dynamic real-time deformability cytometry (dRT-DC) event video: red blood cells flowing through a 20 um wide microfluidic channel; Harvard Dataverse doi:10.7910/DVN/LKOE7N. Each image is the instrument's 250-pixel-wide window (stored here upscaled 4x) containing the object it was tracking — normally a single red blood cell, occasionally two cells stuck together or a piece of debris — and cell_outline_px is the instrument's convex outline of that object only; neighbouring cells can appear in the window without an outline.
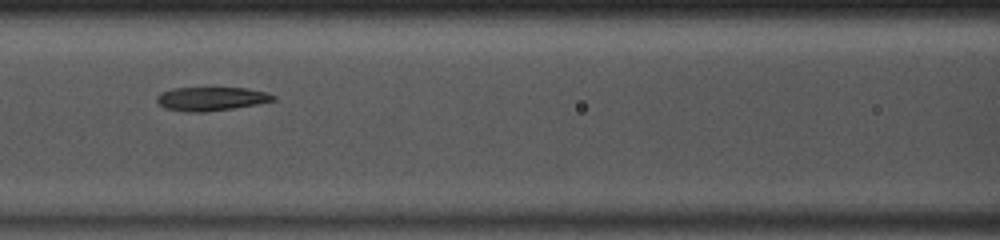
{"species": "common noctule bat (a hibernating species)", "species_latin": "Nyctalus noctula", "temperature_condition": "room temperature", "stored_images_in_passage": 13, "camera_frame_rate_fps": 3000, "um_per_image_px": 0.085, "animal": {"sex": "male", "body_mass_g": 13.0, "forearm_length_mm": 53.1}, "frame": {"image": 1, "passage_image": 8, "time_ms": 2.333, "image_size_px": [1000, 240], "cell_outline_px": [[276, 100], [256, 104], [232, 108], [204, 112], [188, 112], [164, 108], [156, 100], [156, 96], [160, 92], [172, 88], [244, 88], [264, 92], [276, 96]], "centroid_in_image_um": [17.9, 8.39], "position_along_channel_um": 148.7, "area_um2": 15.95}}